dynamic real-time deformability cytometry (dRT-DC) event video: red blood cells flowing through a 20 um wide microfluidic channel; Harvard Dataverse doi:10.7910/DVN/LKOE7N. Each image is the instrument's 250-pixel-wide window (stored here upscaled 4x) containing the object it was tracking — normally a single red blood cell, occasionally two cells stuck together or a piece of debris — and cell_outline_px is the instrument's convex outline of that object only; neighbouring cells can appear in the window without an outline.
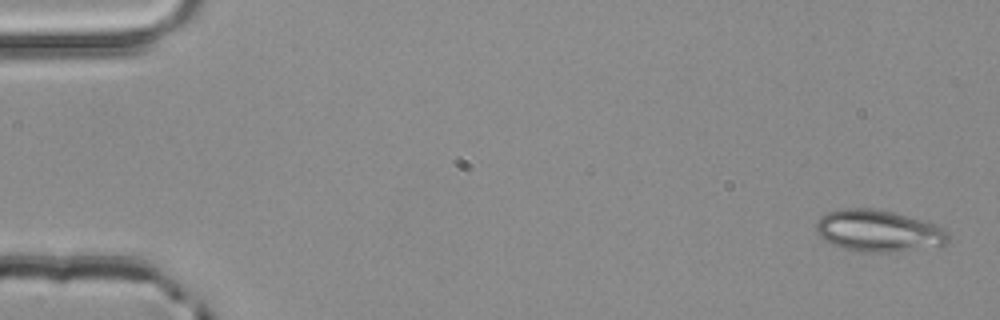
{"species": "common noctule bat (a hibernating species)", "species_latin": "Nyctalus noctula", "temperature_condition": "room temperature", "stored_images_in_passage": 4, "camera_frame_rate_fps": 3000, "um_per_image_px": 0.085, "animal": {"sex": "male", "body_mass_g": 20.4}, "frame": {"image": 1, "passage_image": 1, "time_ms": 0.0, "image_size_px": [1000, 320], "cell_outline_px": [[948, 244], [896, 252], [868, 252], [844, 248], [832, 244], [824, 240], [816, 232], [816, 220], [820, 216], [828, 212], [844, 208], [868, 208], [892, 212], [924, 220], [936, 224], [944, 228], [948, 232]], "centroid_in_image_um": [74.67, 19.62], "position_along_channel_um": 10.3, "area_um2": 32.14}}